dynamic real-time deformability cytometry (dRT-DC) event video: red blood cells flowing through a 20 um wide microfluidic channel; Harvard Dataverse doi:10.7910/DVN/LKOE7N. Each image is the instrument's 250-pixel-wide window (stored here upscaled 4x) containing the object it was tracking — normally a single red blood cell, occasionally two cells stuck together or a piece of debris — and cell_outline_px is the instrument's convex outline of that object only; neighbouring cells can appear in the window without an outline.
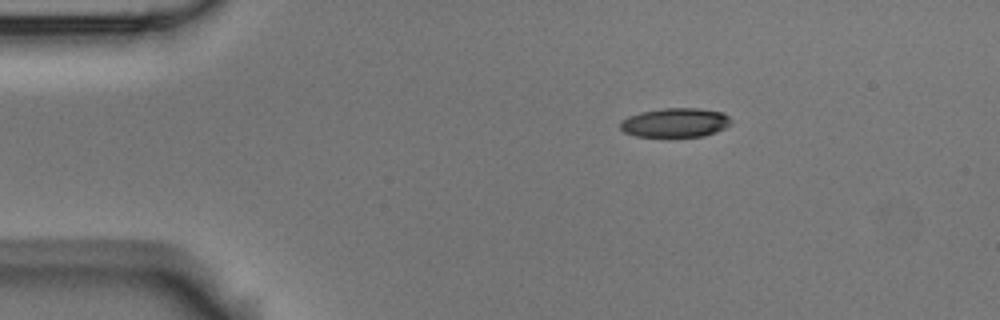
{"species": "Egyptian fruit bat (a non-hibernating species)", "species_latin": "Rousettus aegyptiacus", "temperature_condition": "room temperature", "stored_images_in_passage": 3, "camera_frame_rate_fps": 3000, "um_per_image_px": 0.085, "animal": {"sex": "male"}, "frame": {"image": 1, "passage_image": 1, "time_ms": 0.0, "image_size_px": [1000, 320], "cell_outline_px": [[732, 124], [716, 132], [704, 136], [668, 140], [636, 136], [624, 132], [620, 128], [620, 120], [628, 116], [640, 112], [664, 108], [700, 108], [724, 112], [732, 120]], "centroid_in_image_um": [57.39, 10.47], "position_along_channel_um": 27.6, "area_um2": 19.94}}
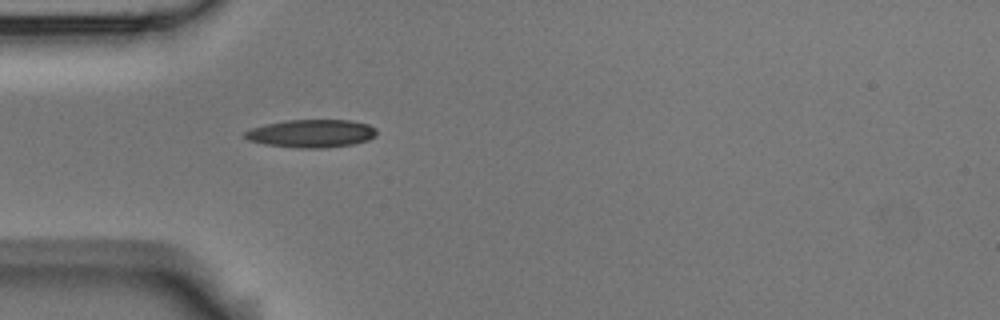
{"frame": {"image": 2, "passage_image": 3, "time_ms": 0.667, "image_size_px": [1000, 320], "cell_outline_px": [[376, 136], [368, 140], [352, 144], [324, 148], [300, 148], [264, 144], [248, 140], [244, 136], [244, 132], [252, 128], [264, 124], [288, 120], [352, 120], [368, 124], [376, 128]], "centroid_in_image_um": [26.48, 11.34], "position_along_channel_um": 58.5, "area_um2": 21.5}}